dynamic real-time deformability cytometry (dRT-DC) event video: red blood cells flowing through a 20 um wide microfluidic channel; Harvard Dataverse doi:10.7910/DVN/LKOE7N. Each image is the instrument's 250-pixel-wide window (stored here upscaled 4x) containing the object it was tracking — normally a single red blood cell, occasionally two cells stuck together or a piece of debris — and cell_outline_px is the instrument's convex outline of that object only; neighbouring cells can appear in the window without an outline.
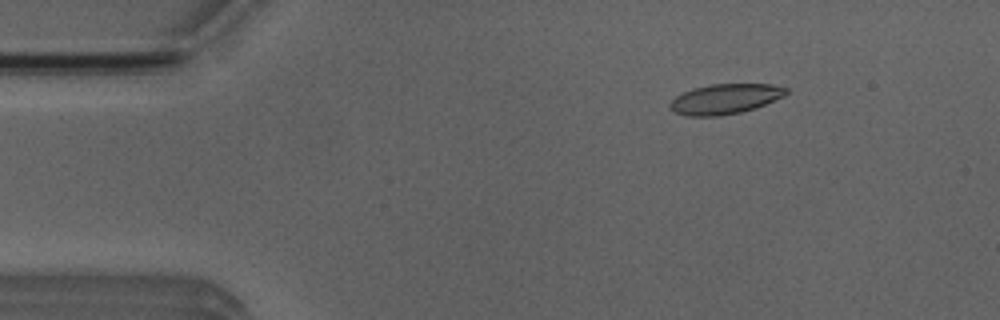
{"species": "Egyptian fruit bat (a non-hibernating species)", "species_latin": "Rousettus aegyptiacus", "temperature_condition": "room temperature", "stored_images_in_passage": 52, "camera_frame_rate_fps": 3000, "um_per_image_px": 0.085, "animal": {"sex": "male"}, "frame": {"image": 1, "passage_image": 7, "time_ms": 2.0, "image_size_px": [1000, 320], "cell_outline_px": [[788, 92], [784, 96], [756, 108], [740, 112], [720, 116], [684, 116], [668, 108], [668, 104], [676, 96], [692, 88], [712, 84], [772, 84], [788, 88]], "centroid_in_image_um": [61.62, 8.41], "position_along_channel_um": 23.4, "area_um2": 20.46}}
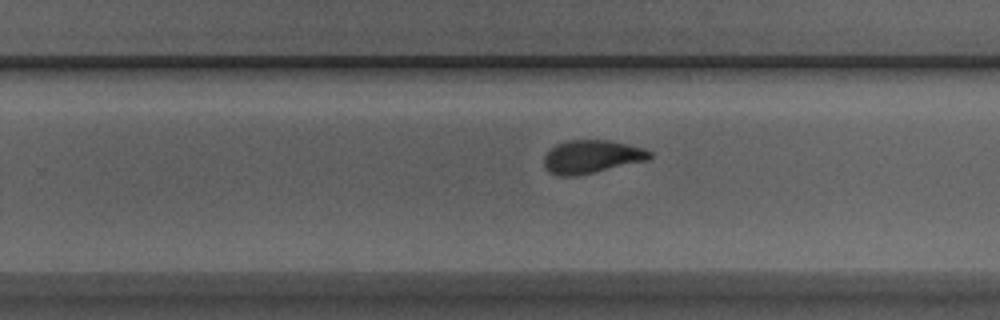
{"frame": {"image": 2, "passage_image": 32, "time_ms": 10.333, "image_size_px": [1000, 320], "cell_outline_px": [[652, 156], [648, 160], [576, 176], [556, 176], [548, 172], [544, 168], [544, 156], [556, 144], [568, 140], [608, 140], [628, 144], [644, 148], [652, 152]], "centroid_in_image_um": [50.27, 13.32], "position_along_channel_um": 279.5, "area_um2": 20.52}}
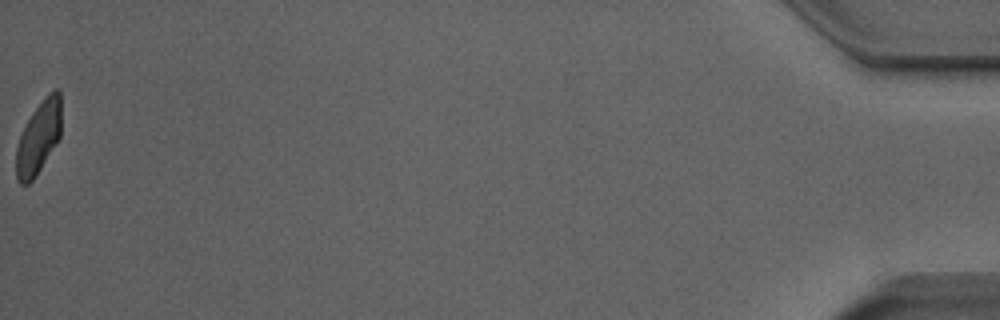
{"frame": {"image": 3, "passage_image": 52, "time_ms": 17.0, "image_size_px": [1000, 320], "cell_outline_px": [[60, 136], [36, 176], [28, 184], [20, 184], [16, 180], [16, 148], [20, 136], [32, 112], [44, 96], [48, 92], [56, 88], [60, 92]], "centroid_in_image_um": [3.27, 11.69], "position_along_channel_um": 431.9, "area_um2": 18.96}, "authors_computed_cell_mechanics": {"area_um2": 20.6346, "velocity_mm_per_s": 3.9083, "shape_relaxation_time_tau1_ms": 5.2215, "shape_relaxation_time_tau2_ms": 1.4487, "deformation_change_tau1": 0.1774, "deformation_change_tau2": 0.0877}}